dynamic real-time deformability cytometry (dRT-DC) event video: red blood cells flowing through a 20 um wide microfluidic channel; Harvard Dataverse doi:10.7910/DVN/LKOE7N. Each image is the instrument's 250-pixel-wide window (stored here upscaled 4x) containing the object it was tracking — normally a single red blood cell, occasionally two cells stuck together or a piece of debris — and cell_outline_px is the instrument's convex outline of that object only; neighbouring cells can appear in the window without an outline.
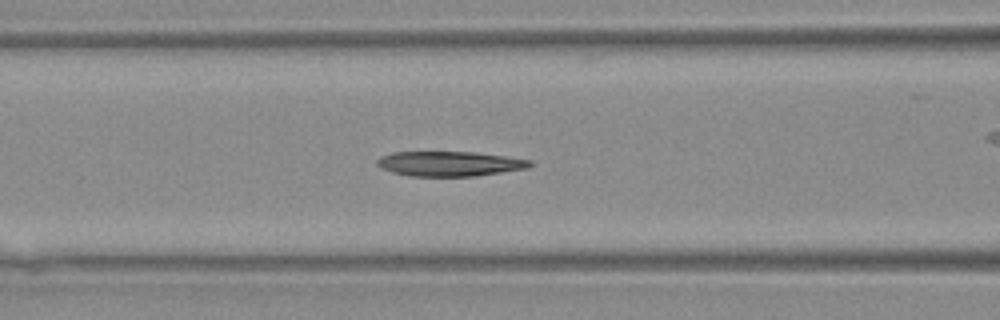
{"species": "Egyptian fruit bat (a non-hibernating species)", "species_latin": "Rousettus aegyptiacus", "temperature_condition": "warm", "stored_images_in_passage": 27, "camera_frame_rate_fps": 3000, "um_per_image_px": 0.085, "animal": {"sex": "female"}, "frame": {"image": 1, "passage_image": 8, "time_ms": 2.333, "image_size_px": [1000, 320], "cell_outline_px": [[532, 164], [528, 168], [476, 176], [408, 176], [392, 172], [376, 164], [376, 160], [380, 156], [392, 152], [476, 152], [532, 160]], "centroid_in_image_um": [38.21, 13.91], "position_along_channel_um": 128.4, "area_um2": 22.14}}
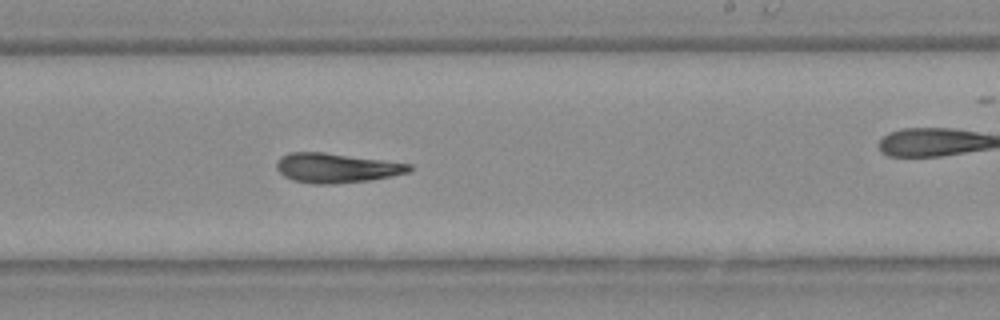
{"frame": {"image": 2, "passage_image": 16, "time_ms": 5.0, "image_size_px": [1000, 320], "cell_outline_px": [[412, 168], [408, 172], [392, 176], [368, 180], [336, 184], [312, 184], [292, 180], [284, 176], [276, 168], [276, 160], [280, 156], [288, 152], [324, 152], [412, 164]], "centroid_in_image_um": [28.54, 14.27], "position_along_channel_um": 260.5, "area_um2": 22.95}}